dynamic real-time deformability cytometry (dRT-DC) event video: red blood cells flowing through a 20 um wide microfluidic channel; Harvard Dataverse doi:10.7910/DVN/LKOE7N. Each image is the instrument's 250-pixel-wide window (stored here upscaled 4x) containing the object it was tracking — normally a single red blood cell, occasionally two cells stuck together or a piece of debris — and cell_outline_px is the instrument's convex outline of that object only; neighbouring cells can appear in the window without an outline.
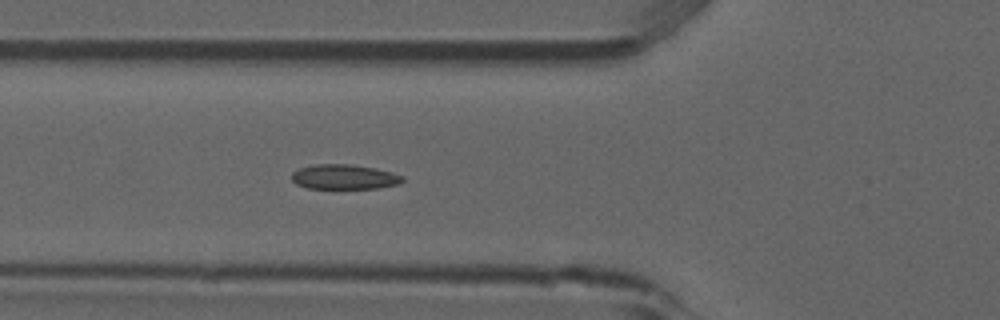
{"species": "common noctule bat (a hibernating species)", "species_latin": "Nyctalus noctula", "temperature_condition": "room temperature", "stored_images_in_passage": 6, "camera_frame_rate_fps": 3000, "um_per_image_px": 0.085, "animal": {"sex": "male", "forearm_length_mm": 52.5}, "frame": {"image": 1, "passage_image": 6, "time_ms": 1.667, "image_size_px": [1000, 320], "cell_outline_px": [[404, 180], [400, 184], [380, 188], [308, 188], [296, 184], [292, 180], [292, 172], [300, 168], [312, 164], [352, 164], [376, 168], [392, 172], [404, 176]], "centroid_in_image_um": [29.29, 15.03], "position_along_channel_um": 96.5, "area_um2": 16.18}}